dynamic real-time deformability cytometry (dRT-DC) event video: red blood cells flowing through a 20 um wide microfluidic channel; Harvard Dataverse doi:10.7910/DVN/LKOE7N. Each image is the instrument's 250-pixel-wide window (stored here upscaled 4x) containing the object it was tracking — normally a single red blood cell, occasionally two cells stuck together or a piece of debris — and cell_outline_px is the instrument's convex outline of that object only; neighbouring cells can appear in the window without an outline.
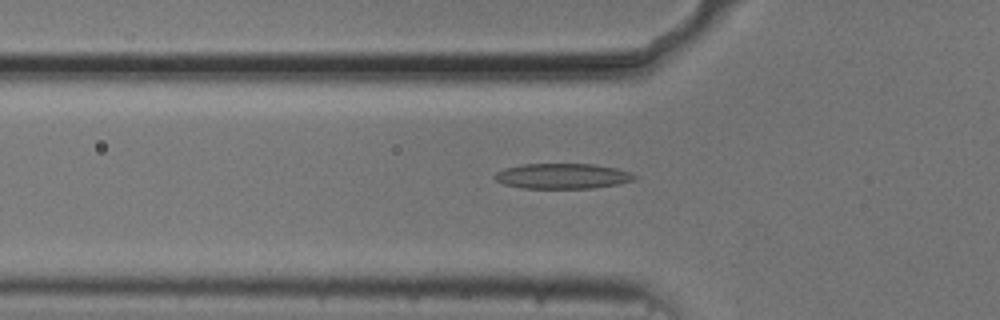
{"species": "common noctule bat (a hibernating species)", "species_latin": "Nyctalus noctula", "temperature_condition": "cold", "stored_images_in_passage": 5, "camera_frame_rate_fps": 3000, "um_per_image_px": 0.085, "animal": {"sex": "male", "body_mass_g": 20.5, "forearm_length_mm": 52.5}, "frame": {"image": 1, "passage_image": 3, "time_ms": 0.667, "image_size_px": [1000, 320], "cell_outline_px": [[640, 176], [636, 180], [620, 184], [592, 188], [524, 188], [504, 184], [496, 180], [492, 176], [496, 172], [504, 168], [524, 164], [592, 164], [616, 168], [632, 172]], "centroid_in_image_um": [47.87, 14.97], "position_along_channel_um": 77.9, "area_um2": 20.81}}